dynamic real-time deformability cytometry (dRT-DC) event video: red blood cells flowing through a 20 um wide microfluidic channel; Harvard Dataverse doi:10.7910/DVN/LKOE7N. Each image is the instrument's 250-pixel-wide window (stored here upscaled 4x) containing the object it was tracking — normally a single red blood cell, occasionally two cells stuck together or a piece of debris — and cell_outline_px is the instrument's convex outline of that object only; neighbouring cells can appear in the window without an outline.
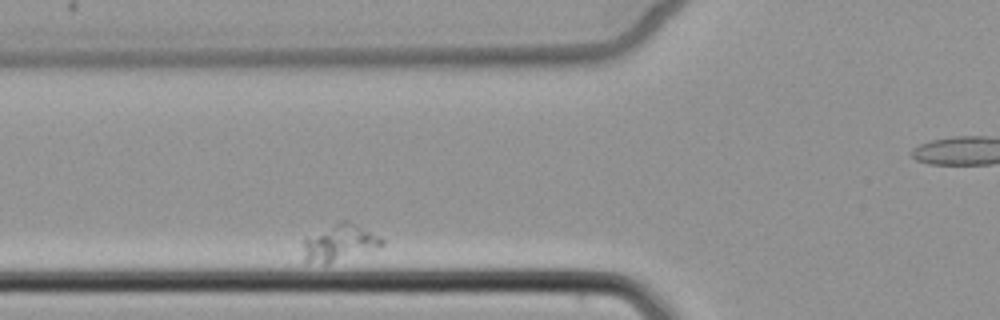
{"species": "common noctule bat (a hibernating species)", "species_latin": "Nyctalus noctula", "temperature_condition": "cold", "stored_images_in_passage": 4, "segment_of_instrument_passage": [1, 2], "camera_frame_rate_fps": 3000, "um_per_image_px": 0.085, "animal": {"sex": "female", "body_mass_g": 22.7, "forearm_length_mm": 54.2}, "frame": {"image": 1, "passage_image": 3, "time_ms": 2.333, "image_size_px": [1000, 320], "cell_outline_px": [[384, 244], [368, 252], [328, 264], [320, 264], [304, 260], [300, 244], [304, 236], [344, 220], [348, 220], [380, 236], [384, 240]], "centroid_in_image_um": [28.8, 20.65], "position_along_channel_um": 97.0, "area_um2": 17.28}}